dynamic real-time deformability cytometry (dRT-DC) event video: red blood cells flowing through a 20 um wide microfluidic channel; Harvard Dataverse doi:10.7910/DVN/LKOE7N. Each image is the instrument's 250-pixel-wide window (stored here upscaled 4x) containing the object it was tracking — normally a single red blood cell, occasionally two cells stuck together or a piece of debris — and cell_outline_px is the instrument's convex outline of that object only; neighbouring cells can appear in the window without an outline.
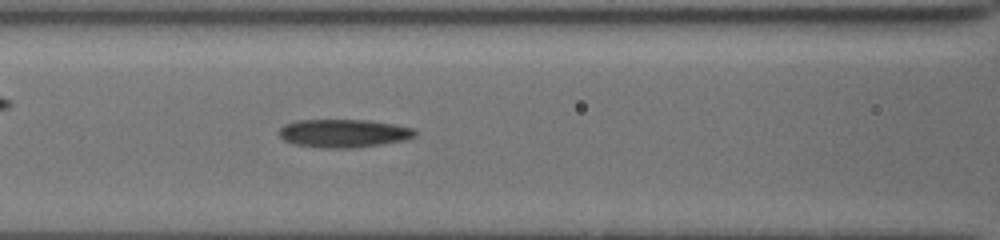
{"species": "common noctule bat (a hibernating species)", "species_latin": "Nyctalus noctula", "temperature_condition": "cold", "stored_images_in_passage": 34, "camera_frame_rate_fps": 3000, "um_per_image_px": 0.085, "animal": {"sex": "female", "body_mass_g": 19.5, "forearm_length_mm": 54.1}, "frame": {"image": 1, "passage_image": 28, "time_ms": 5.667, "image_size_px": [1000, 240], "cell_outline_px": [[416, 136], [404, 140], [380, 144], [352, 148], [324, 148], [292, 144], [284, 140], [276, 132], [284, 124], [296, 120], [368, 120], [392, 124], [412, 128], [416, 132]], "centroid_in_image_um": [29.14, 11.33], "position_along_channel_um": 137.5, "area_um2": 22.37}}
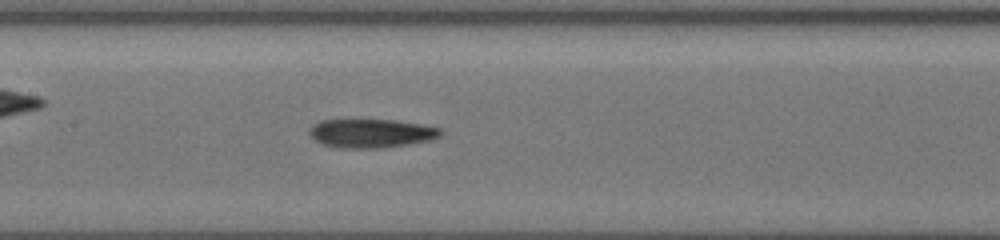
{"frame": {"image": 2, "passage_image": 33, "time_ms": 6.667, "image_size_px": [1000, 240], "cell_outline_px": [[444, 132], [440, 136], [428, 140], [408, 144], [384, 148], [344, 148], [324, 144], [316, 140], [308, 132], [320, 120], [396, 120], [420, 124], [440, 128]], "centroid_in_image_um": [31.6, 11.33], "position_along_channel_um": 175.8, "area_um2": 21.68}}